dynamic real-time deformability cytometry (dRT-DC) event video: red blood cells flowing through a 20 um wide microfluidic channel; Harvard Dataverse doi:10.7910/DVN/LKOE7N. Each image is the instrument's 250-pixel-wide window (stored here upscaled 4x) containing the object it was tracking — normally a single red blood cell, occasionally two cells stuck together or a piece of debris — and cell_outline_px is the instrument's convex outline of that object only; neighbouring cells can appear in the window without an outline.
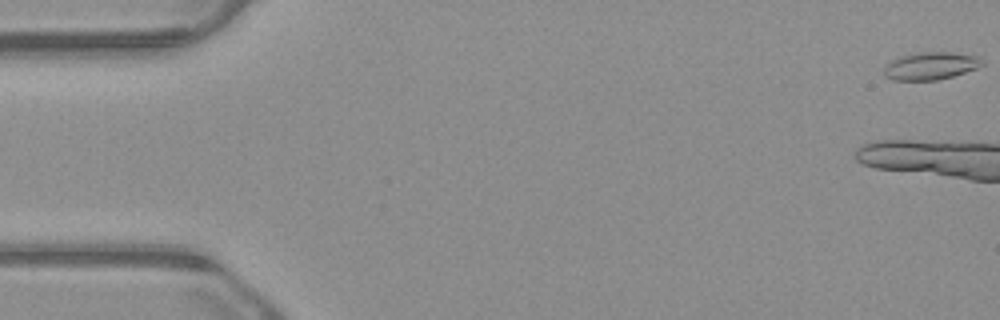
{"species": "common noctule bat (a hibernating species)", "species_latin": "Nyctalus noctula", "temperature_condition": "warm", "stored_images_in_passage": 5, "camera_frame_rate_fps": 3000, "um_per_image_px": 0.085, "animal": {"sex": "male", "body_mass_g": 23.1, "forearm_length_mm": 52.7}, "frame": {"image": 1, "passage_image": 1, "time_ms": 0.0, "image_size_px": [1000, 320], "cell_outline_px": [[984, 64], [976, 68], [952, 76], [936, 80], [892, 80], [884, 76], [884, 68], [892, 60], [900, 56], [912, 52], [952, 52], [980, 56], [984, 60]], "centroid_in_image_um": [79.11, 5.58], "position_along_channel_um": 5.9, "area_um2": 15.9}}